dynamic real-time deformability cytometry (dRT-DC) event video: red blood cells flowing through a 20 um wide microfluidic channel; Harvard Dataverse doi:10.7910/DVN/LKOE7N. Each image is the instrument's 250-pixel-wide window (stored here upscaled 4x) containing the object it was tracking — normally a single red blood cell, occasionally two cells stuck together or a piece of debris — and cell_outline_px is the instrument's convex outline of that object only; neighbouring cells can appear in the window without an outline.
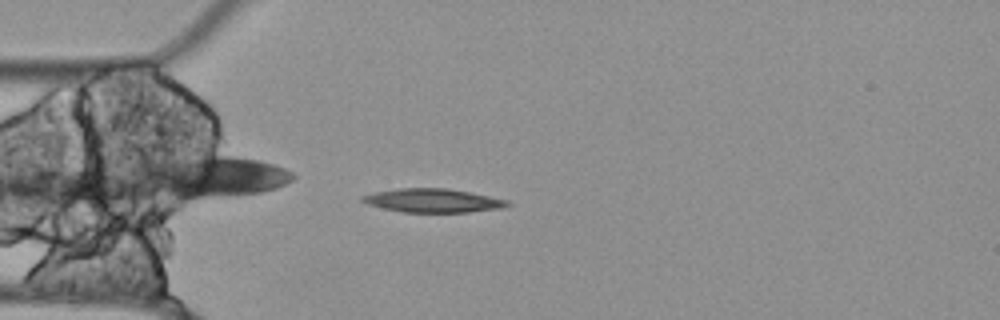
{"species": "Egyptian fruit bat (a non-hibernating species)", "species_latin": "Rousettus aegyptiacus", "temperature_condition": "cold", "stored_images_in_passage": 45, "camera_frame_rate_fps": 3000, "um_per_image_px": 0.085, "animal": {"sex": "female"}, "frame": {"image": 1, "passage_image": 4, "time_ms": 1.0, "image_size_px": [1000, 320], "cell_outline_px": [[512, 204], [504, 208], [468, 212], [404, 212], [384, 208], [368, 204], [360, 200], [360, 196], [376, 192], [400, 188], [448, 188], [508, 200]], "centroid_in_image_um": [36.82, 17.05], "position_along_channel_um": 48.2, "area_um2": 19.88}}
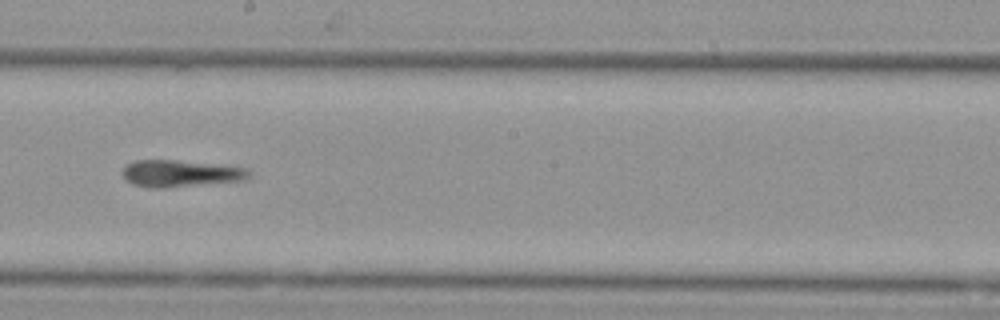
{"frame": {"image": 2, "passage_image": 20, "time_ms": 6.333, "image_size_px": [1000, 320], "cell_outline_px": [[252, 176], [244, 180], [164, 188], [148, 188], [132, 184], [124, 176], [124, 164], [136, 160], [172, 160], [248, 168], [252, 172]], "centroid_in_image_um": [15.35, 14.75], "position_along_channel_um": 232.9, "area_um2": 19.65}}
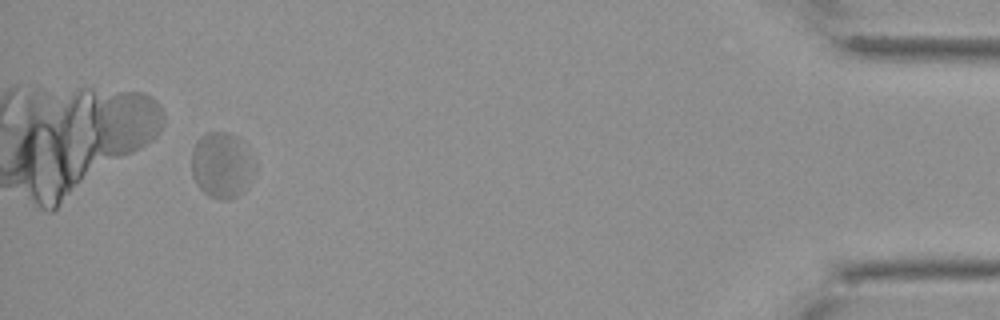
{"frame": {"image": 3, "passage_image": 42, "time_ms": 13.667, "image_size_px": [1000, 320], "cell_outline_px": [[256, 168], [244, 192], [228, 200], [220, 200], [208, 196], [196, 184], [192, 176], [192, 148], [196, 140], [200, 136], [208, 132], [228, 132], [236, 136], [248, 148]], "centroid_in_image_um": [18.84, 14.04], "position_along_channel_um": 416.4, "area_um2": 24.51}, "authors_computed_cell_mechanics": {"area_um2": 20.23, "velocity_mm_per_s": 3.4527, "shape_relaxation_time_tau1_ms": null, "shape_relaxation_time_tau2_ms": 2.4736, "deformation_change_tau1": null, "deformation_change_tau2": 0.0689}}